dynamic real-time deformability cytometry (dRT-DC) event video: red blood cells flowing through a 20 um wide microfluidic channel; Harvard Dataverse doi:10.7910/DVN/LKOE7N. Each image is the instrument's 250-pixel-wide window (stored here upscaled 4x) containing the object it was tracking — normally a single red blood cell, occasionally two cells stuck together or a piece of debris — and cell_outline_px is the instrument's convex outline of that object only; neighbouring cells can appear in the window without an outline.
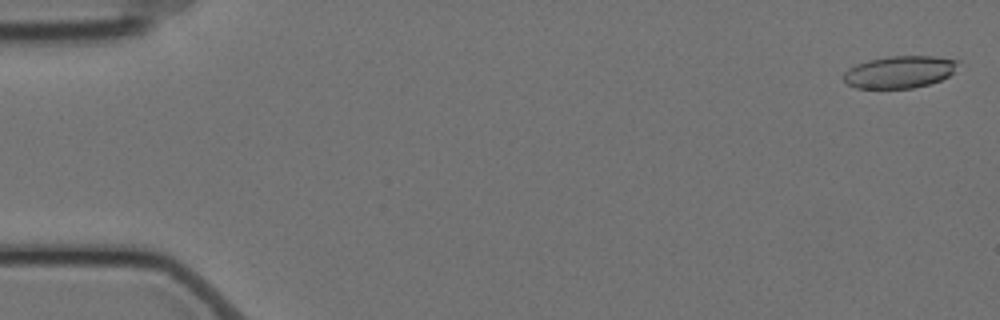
{"species": "Egyptian fruit bat (a non-hibernating species)", "species_latin": "Rousettus aegyptiacus", "temperature_condition": "cold", "stored_images_in_passage": 58, "camera_frame_rate_fps": 3000, "um_per_image_px": 0.085, "animal": {"sex": "female"}, "frame": {"image": 1, "passage_image": 2, "time_ms": 0.333, "image_size_px": [1000, 320], "cell_outline_px": [[960, 60], [952, 72], [948, 76], [940, 80], [928, 84], [912, 88], [856, 88], [848, 84], [844, 80], [844, 72], [848, 68], [856, 64], [868, 60], [888, 56], [936, 56]], "centroid_in_image_um": [76.45, 6.1], "position_along_channel_um": 8.6, "area_um2": 21.39}}
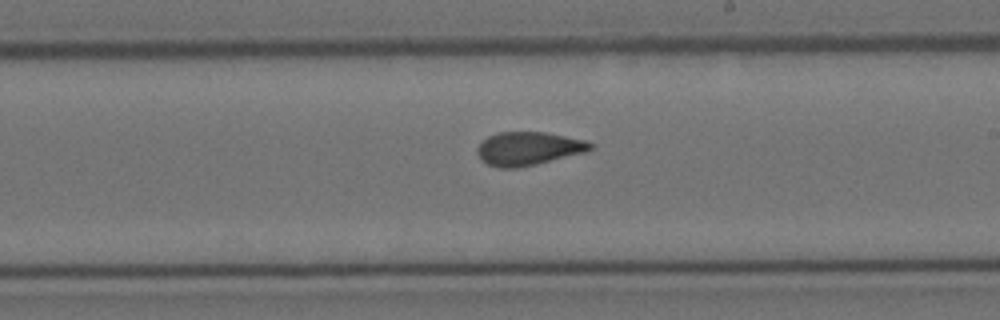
{"frame": {"image": 2, "passage_image": 34, "time_ms": 11.0, "image_size_px": [1000, 320], "cell_outline_px": [[596, 144], [592, 148], [584, 152], [536, 164], [516, 168], [500, 168], [488, 164], [480, 160], [476, 152], [476, 148], [488, 136], [500, 132], [544, 132], [588, 140]], "centroid_in_image_um": [44.91, 12.62], "position_along_channel_um": 244.1, "area_um2": 22.02}}
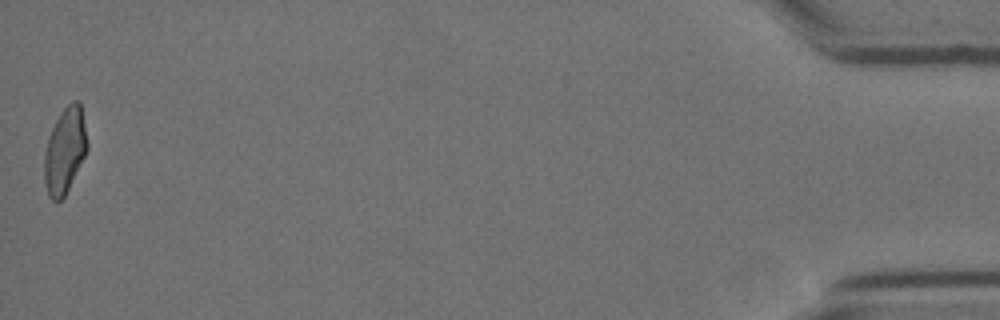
{"frame": {"image": 3, "passage_image": 58, "time_ms": 19.0, "image_size_px": [1000, 320], "cell_outline_px": [[88, 148], [64, 196], [56, 204], [48, 196], [44, 180], [44, 156], [48, 136], [60, 112], [72, 100], [80, 100], [88, 140]], "centroid_in_image_um": [5.51, 12.77], "position_along_channel_um": 429.7, "area_um2": 21.5}, "authors_computed_cell_mechanics": {"area_um2": 21.9351, "velocity_mm_per_s": 3.5023, "shape_relaxation_time_tau1_ms": null, "shape_relaxation_time_tau2_ms": 1.6096, "deformation_change_tau1": null, "deformation_change_tau2": 0.0868}}